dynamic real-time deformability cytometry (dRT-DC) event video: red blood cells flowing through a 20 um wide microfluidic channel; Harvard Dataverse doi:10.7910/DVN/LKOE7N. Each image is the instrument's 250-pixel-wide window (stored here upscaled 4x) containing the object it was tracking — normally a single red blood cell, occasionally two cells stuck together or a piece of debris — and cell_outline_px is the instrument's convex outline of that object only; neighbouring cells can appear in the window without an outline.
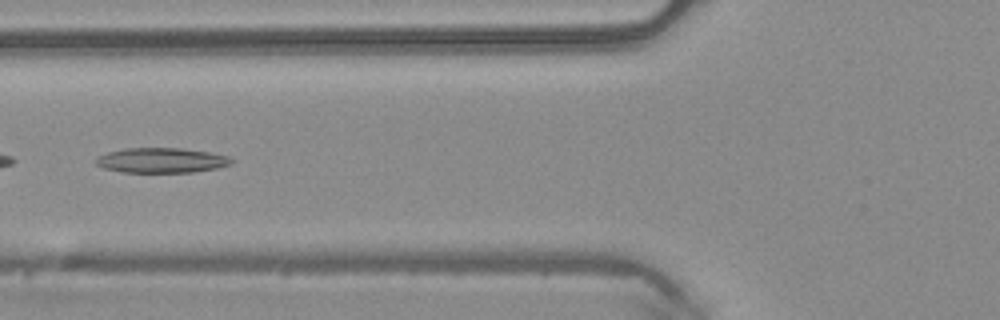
{"species": "common noctule bat (a hibernating species)", "species_latin": "Nyctalus noctula", "temperature_condition": "warm", "stored_images_in_passage": 22, "camera_frame_rate_fps": 3000, "um_per_image_px": 0.085, "animal": {"sex": "male", "body_mass_g": 20.4}, "frame": {"image": 1, "passage_image": 7, "time_ms": 2.0, "image_size_px": [1000, 320], "cell_outline_px": [[236, 160], [232, 164], [216, 168], [192, 172], [124, 172], [104, 168], [96, 164], [96, 160], [100, 156], [108, 152], [124, 148], [180, 148], [208, 152], [228, 156]], "centroid_in_image_um": [13.76, 13.62], "position_along_channel_um": 112.0, "area_um2": 19.59}}
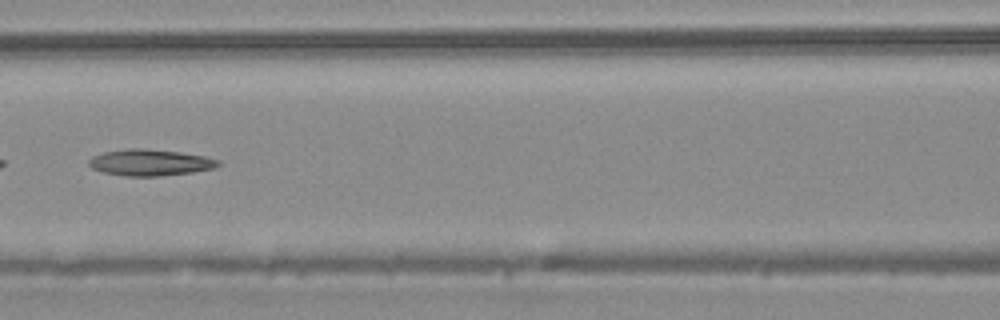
{"frame": {"image": 2, "passage_image": 10, "time_ms": 3.0, "image_size_px": [1000, 320], "cell_outline_px": [[220, 164], [216, 168], [192, 172], [160, 176], [124, 176], [104, 172], [92, 168], [88, 164], [88, 160], [92, 156], [104, 152], [128, 148], [140, 148], [180, 152], [204, 156], [220, 160]], "centroid_in_image_um": [12.76, 13.81], "position_along_channel_um": 153.8, "area_um2": 19.88}}
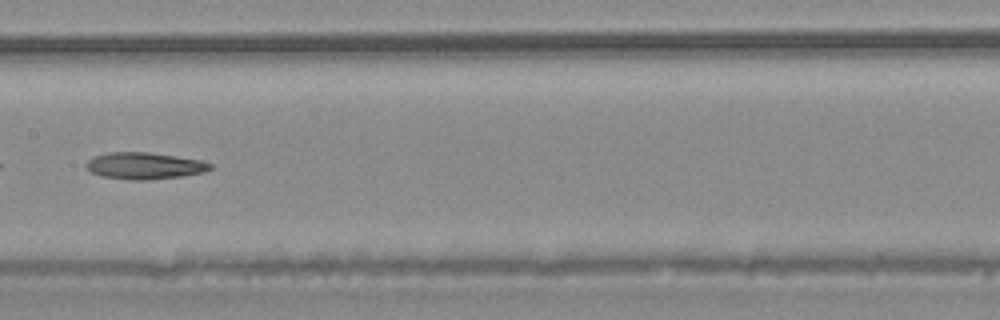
{"frame": {"image": 3, "passage_image": 13, "time_ms": 4.0, "image_size_px": [1000, 320], "cell_outline_px": [[212, 168], [204, 172], [180, 176], [148, 180], [132, 180], [100, 176], [92, 172], [84, 164], [88, 160], [96, 156], [108, 152], [148, 152], [204, 160], [212, 164]], "centroid_in_image_um": [12.3, 14.09], "position_along_channel_um": 195.1, "area_um2": 19.31}}